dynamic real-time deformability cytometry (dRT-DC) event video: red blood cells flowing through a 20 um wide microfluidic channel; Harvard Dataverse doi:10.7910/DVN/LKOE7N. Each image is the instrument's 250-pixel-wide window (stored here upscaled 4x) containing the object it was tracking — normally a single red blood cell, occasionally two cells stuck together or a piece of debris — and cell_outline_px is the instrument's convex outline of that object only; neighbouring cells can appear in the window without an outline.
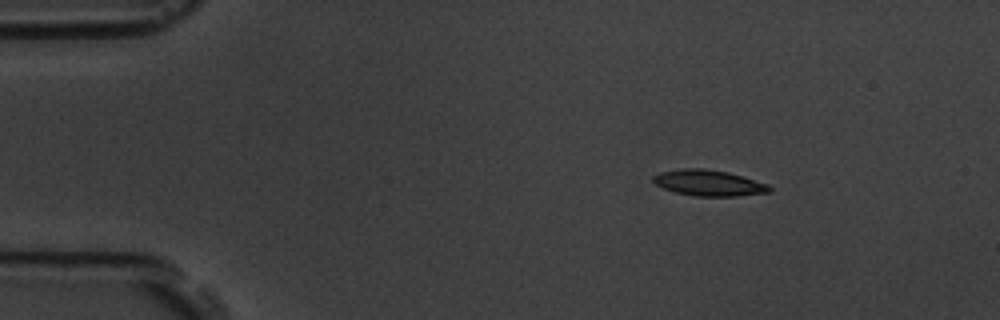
{"species": "common noctule bat (a hibernating species)", "species_latin": "Nyctalus noctula", "temperature_condition": "room temperature", "stored_images_in_passage": 9, "camera_frame_rate_fps": 3000, "um_per_image_px": 0.085, "animal": {"sex": "male", "body_mass_g": 19.5, "forearm_length_mm": 54.6}, "frame": {"image": 1, "passage_image": 2, "time_ms": 1.0, "image_size_px": [1000, 320], "cell_outline_px": [[772, 192], [736, 196], [696, 196], [676, 192], [664, 188], [656, 184], [652, 180], [652, 176], [660, 172], [680, 168], [700, 168], [728, 172], [744, 176], [768, 184], [772, 188]], "centroid_in_image_um": [60.27, 15.54], "position_along_channel_um": 24.7, "area_um2": 17.63}}
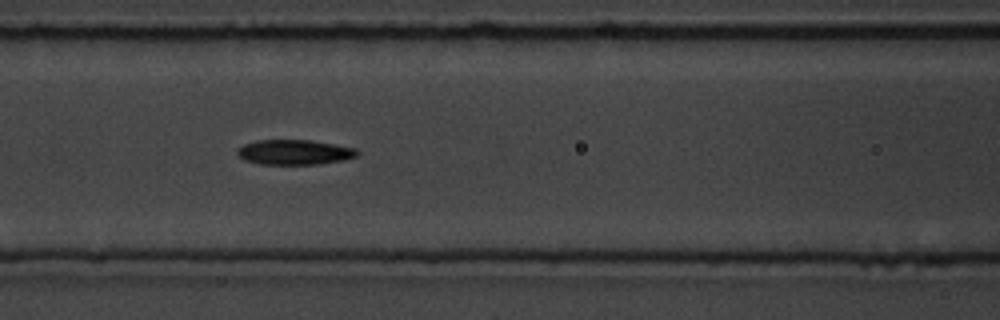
{"frame": {"image": 2, "passage_image": 6, "time_ms": 6.333, "image_size_px": [1000, 320], "cell_outline_px": [[360, 152], [356, 156], [344, 160], [316, 164], [260, 164], [244, 160], [236, 152], [236, 148], [244, 144], [256, 140], [312, 140], [356, 148]], "centroid_in_image_um": [25.02, 12.93], "position_along_channel_um": 141.6, "area_um2": 17.51}}
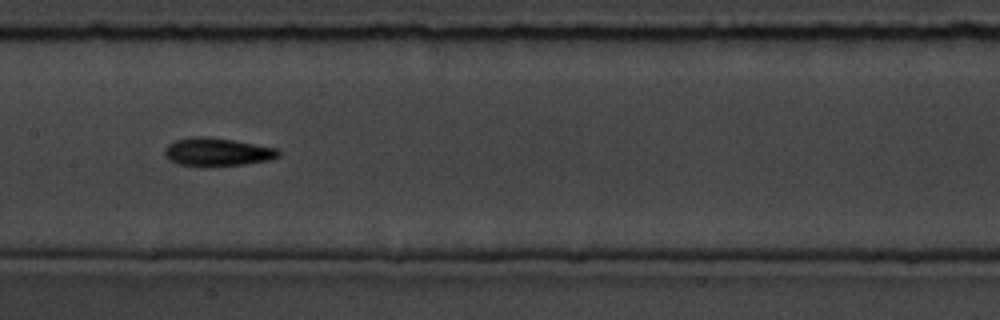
{"frame": {"image": 3, "passage_image": 7, "time_ms": 7.667, "image_size_px": [1000, 320], "cell_outline_px": [[280, 156], [268, 160], [244, 164], [180, 164], [164, 156], [164, 148], [168, 144], [176, 140], [192, 136], [208, 136], [280, 148]], "centroid_in_image_um": [18.5, 12.87], "position_along_channel_um": 188.9, "area_um2": 18.15}}